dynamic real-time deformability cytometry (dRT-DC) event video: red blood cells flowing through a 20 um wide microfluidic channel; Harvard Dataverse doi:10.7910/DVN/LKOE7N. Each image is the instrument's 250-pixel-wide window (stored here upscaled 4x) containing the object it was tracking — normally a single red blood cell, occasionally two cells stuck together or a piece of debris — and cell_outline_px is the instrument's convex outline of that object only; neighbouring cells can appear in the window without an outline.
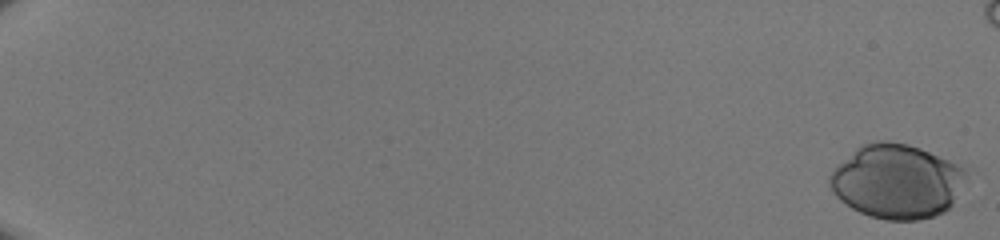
{"species": "human", "species_latin": "Homo sapiens", "temperature_condition": "room temperature", "stored_images_in_passage": 49, "camera_frame_rate_fps": 3000, "um_per_image_px": 0.085, "donor": {"sex": "male"}, "frame": {"image": 1, "passage_image": 1, "time_ms": 0.0, "image_size_px": [1000, 240], "cell_outline_px": [[964, 176], [952, 204], [944, 212], [920, 220], [888, 220], [868, 216], [852, 208], [840, 200], [832, 192], [828, 184], [828, 176], [860, 144], [876, 140], [888, 140], [908, 144], [920, 148], [948, 160], [964, 168]], "centroid_in_image_um": [76.16, 15.41], "position_along_channel_um": 8.8, "area_um2": 58.44}}